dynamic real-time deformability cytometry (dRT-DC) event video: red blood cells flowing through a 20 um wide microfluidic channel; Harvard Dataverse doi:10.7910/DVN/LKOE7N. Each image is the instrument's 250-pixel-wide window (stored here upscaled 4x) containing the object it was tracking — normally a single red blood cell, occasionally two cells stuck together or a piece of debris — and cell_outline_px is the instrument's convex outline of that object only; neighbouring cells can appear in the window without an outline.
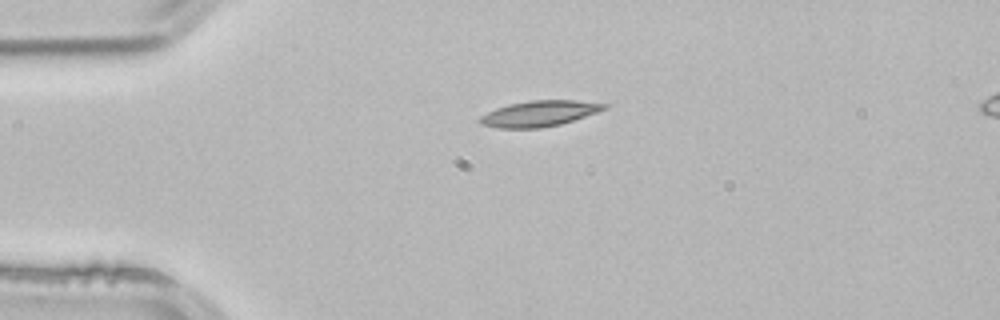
{"species": "common noctule bat (a hibernating species)", "species_latin": "Nyctalus noctula", "temperature_condition": "room temperature", "stored_images_in_passage": 2, "camera_frame_rate_fps": 3000, "um_per_image_px": 0.085, "animal": {"sex": "male", "body_mass_g": 21.5, "forearm_length_mm": 52.0}, "frame": {"image": 1, "passage_image": 1, "time_ms": 0.0, "image_size_px": [1000, 320], "cell_outline_px": [[608, 108], [560, 124], [540, 128], [496, 128], [480, 124], [480, 116], [496, 108], [508, 104], [528, 100], [576, 100], [608, 104]], "centroid_in_image_um": [45.81, 9.64], "position_along_channel_um": 39.2, "area_um2": 18.55}}